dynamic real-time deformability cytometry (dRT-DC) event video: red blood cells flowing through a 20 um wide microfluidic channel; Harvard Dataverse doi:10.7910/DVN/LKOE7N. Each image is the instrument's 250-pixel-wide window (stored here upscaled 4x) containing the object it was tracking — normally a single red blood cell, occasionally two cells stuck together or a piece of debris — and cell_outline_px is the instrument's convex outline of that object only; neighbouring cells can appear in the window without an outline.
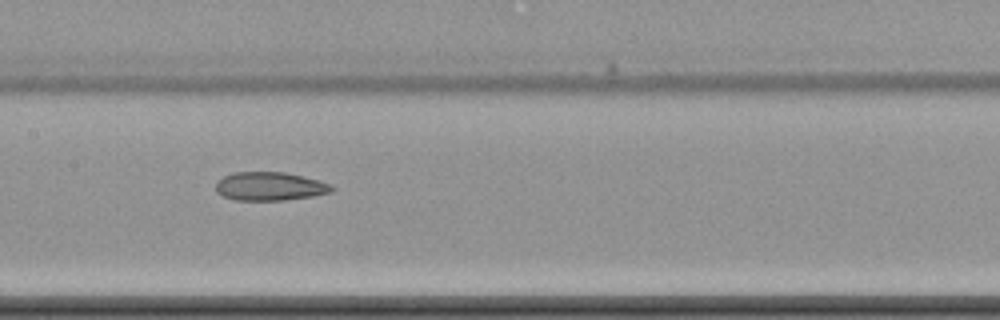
{"species": "common noctule bat (a hibernating species)", "species_latin": "Nyctalus noctula", "temperature_condition": "cold", "stored_images_in_passage": 14, "camera_frame_rate_fps": 3000, "um_per_image_px": 0.085, "animal": {"sex": "female", "body_mass_g": 22.7, "forearm_length_mm": 54.2}, "frame": {"image": 1, "passage_image": 7, "time_ms": 9.667, "image_size_px": [1000, 320], "cell_outline_px": [[336, 188], [332, 192], [312, 196], [284, 200], [236, 200], [224, 196], [216, 192], [216, 184], [224, 176], [236, 172], [284, 172], [304, 176], [320, 180], [332, 184]], "centroid_in_image_um": [23.0, 15.83], "position_along_channel_um": 184.4, "area_um2": 19.31}}
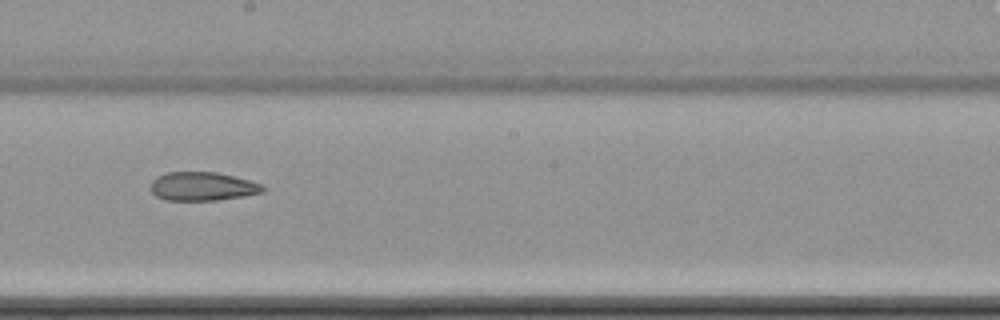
{"frame": {"image": 2, "passage_image": 8, "time_ms": 11.0, "image_size_px": [1000, 320], "cell_outline_px": [[268, 188], [264, 192], [244, 196], [216, 200], [164, 200], [156, 196], [152, 192], [152, 180], [156, 176], [168, 172], [216, 172], [264, 184]], "centroid_in_image_um": [17.25, 15.84], "position_along_channel_um": 231.0, "area_um2": 18.79}}
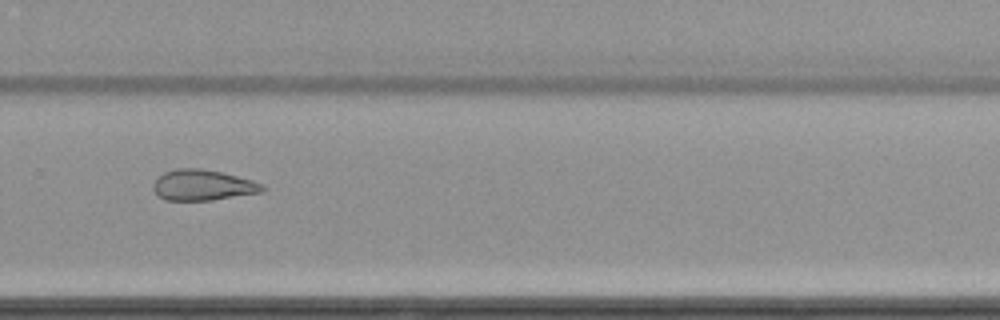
{"frame": {"image": 3, "passage_image": 10, "time_ms": 13.333, "image_size_px": [1000, 320], "cell_outline_px": [[268, 188], [260, 192], [212, 200], [164, 200], [152, 188], [152, 184], [164, 172], [176, 168], [200, 168], [220, 172], [252, 180], [264, 184]], "centroid_in_image_um": [17.24, 15.73], "position_along_channel_um": 312.6, "area_um2": 19.42}, "authors_computed_cell_mechanics": {"area_um2": 22.1663, "velocity_mm_per_s": 3.513, "shape_relaxation_time_tau1_ms": null, "shape_relaxation_time_tau2_ms": 5.7493, "deformation_change_tau1": null, "deformation_change_tau2": 0.1024}}